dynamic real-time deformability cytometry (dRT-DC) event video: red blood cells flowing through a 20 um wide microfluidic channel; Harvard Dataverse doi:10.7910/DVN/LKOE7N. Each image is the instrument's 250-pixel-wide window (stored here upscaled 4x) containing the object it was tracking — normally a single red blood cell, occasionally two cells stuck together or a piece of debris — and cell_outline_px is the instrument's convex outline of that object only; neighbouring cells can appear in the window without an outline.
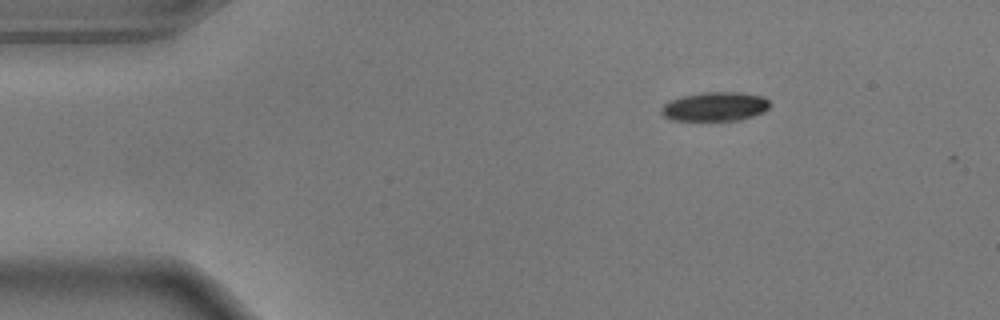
{"species": "common noctule bat (a hibernating species)", "species_latin": "Nyctalus noctula", "temperature_condition": "warm", "stored_images_in_passage": 5, "camera_frame_rate_fps": 3000, "um_per_image_px": 0.085, "animal": {"sex": "male", "body_mass_g": 17.9}, "frame": {"image": 1, "passage_image": 1, "time_ms": 0.0, "image_size_px": [1000, 320], "cell_outline_px": [[772, 104], [764, 112], [740, 120], [672, 120], [664, 116], [660, 112], [660, 108], [668, 100], [680, 96], [700, 92], [740, 92], [764, 96]], "centroid_in_image_um": [60.77, 9.04], "position_along_channel_um": 24.2, "area_um2": 18.67}}